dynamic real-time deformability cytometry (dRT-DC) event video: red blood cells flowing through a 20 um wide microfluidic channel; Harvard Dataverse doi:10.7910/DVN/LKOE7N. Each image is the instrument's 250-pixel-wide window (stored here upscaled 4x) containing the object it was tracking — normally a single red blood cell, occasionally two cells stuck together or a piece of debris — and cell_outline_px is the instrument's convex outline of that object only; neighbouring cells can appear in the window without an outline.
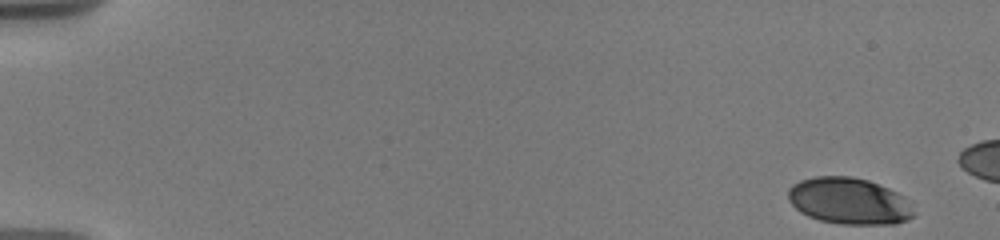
{"species": "human", "species_latin": "Homo sapiens", "temperature_condition": "warm", "stored_images_in_passage": 13, "camera_frame_rate_fps": 3000, "um_per_image_px": 0.085, "donor": {"sex": "male"}, "frame": {"image": 1, "passage_image": 1, "time_ms": 0.0, "image_size_px": [1000, 240], "cell_outline_px": [[912, 216], [908, 220], [896, 224], [840, 224], [820, 220], [808, 216], [800, 212], [788, 200], [788, 188], [792, 184], [800, 180], [816, 176], [852, 176], [868, 180], [888, 188], [904, 196], [912, 212]], "centroid_in_image_um": [72.12, 17.08], "position_along_channel_um": 12.9, "area_um2": 33.99}}